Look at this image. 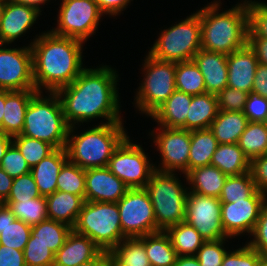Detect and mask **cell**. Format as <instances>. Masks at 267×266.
<instances>
[{"mask_svg":"<svg viewBox=\"0 0 267 266\" xmlns=\"http://www.w3.org/2000/svg\"><path fill=\"white\" fill-rule=\"evenodd\" d=\"M116 76L112 69H83L70 84L56 91L60 100L66 123L86 121L96 117H106L107 123L121 122L118 117L119 106L116 90Z\"/></svg>","mask_w":267,"mask_h":266,"instance_id":"6da1fadb","label":"cell"},{"mask_svg":"<svg viewBox=\"0 0 267 266\" xmlns=\"http://www.w3.org/2000/svg\"><path fill=\"white\" fill-rule=\"evenodd\" d=\"M83 41L58 36L52 32L42 35L33 45L32 64L36 91L40 85L51 93L70 85L82 72L81 44Z\"/></svg>","mask_w":267,"mask_h":266,"instance_id":"7a4b0ae2","label":"cell"},{"mask_svg":"<svg viewBox=\"0 0 267 266\" xmlns=\"http://www.w3.org/2000/svg\"><path fill=\"white\" fill-rule=\"evenodd\" d=\"M217 8L213 4L199 11L201 48L229 55L248 44V5H238L221 14H215Z\"/></svg>","mask_w":267,"mask_h":266,"instance_id":"3957f363","label":"cell"},{"mask_svg":"<svg viewBox=\"0 0 267 266\" xmlns=\"http://www.w3.org/2000/svg\"><path fill=\"white\" fill-rule=\"evenodd\" d=\"M123 130L121 122H111L73 136L66 144L68 160L82 169L107 167L114 150L127 137Z\"/></svg>","mask_w":267,"mask_h":266,"instance_id":"277c9868","label":"cell"},{"mask_svg":"<svg viewBox=\"0 0 267 266\" xmlns=\"http://www.w3.org/2000/svg\"><path fill=\"white\" fill-rule=\"evenodd\" d=\"M39 93L28 104L21 135L45 141L55 149L66 148L73 127L66 123L59 96L53 92V101L41 99Z\"/></svg>","mask_w":267,"mask_h":266,"instance_id":"5b68a950","label":"cell"},{"mask_svg":"<svg viewBox=\"0 0 267 266\" xmlns=\"http://www.w3.org/2000/svg\"><path fill=\"white\" fill-rule=\"evenodd\" d=\"M72 229L105 252L112 251L125 238L117 203L85 201Z\"/></svg>","mask_w":267,"mask_h":266,"instance_id":"8992f818","label":"cell"},{"mask_svg":"<svg viewBox=\"0 0 267 266\" xmlns=\"http://www.w3.org/2000/svg\"><path fill=\"white\" fill-rule=\"evenodd\" d=\"M155 213L157 232L185 220L188 193L171 172L155 169L145 186Z\"/></svg>","mask_w":267,"mask_h":266,"instance_id":"52a82bcc","label":"cell"},{"mask_svg":"<svg viewBox=\"0 0 267 266\" xmlns=\"http://www.w3.org/2000/svg\"><path fill=\"white\" fill-rule=\"evenodd\" d=\"M200 49L201 22L200 14L197 12L164 30L149 55L162 61L183 62L192 60Z\"/></svg>","mask_w":267,"mask_h":266,"instance_id":"ba28073f","label":"cell"},{"mask_svg":"<svg viewBox=\"0 0 267 266\" xmlns=\"http://www.w3.org/2000/svg\"><path fill=\"white\" fill-rule=\"evenodd\" d=\"M145 62L147 76L138 92L137 104L151 116L176 90V62L158 60L151 55Z\"/></svg>","mask_w":267,"mask_h":266,"instance_id":"9c48e42d","label":"cell"},{"mask_svg":"<svg viewBox=\"0 0 267 266\" xmlns=\"http://www.w3.org/2000/svg\"><path fill=\"white\" fill-rule=\"evenodd\" d=\"M117 204L125 239L157 232L154 209L145 188L129 189Z\"/></svg>","mask_w":267,"mask_h":266,"instance_id":"30bf717a","label":"cell"},{"mask_svg":"<svg viewBox=\"0 0 267 266\" xmlns=\"http://www.w3.org/2000/svg\"><path fill=\"white\" fill-rule=\"evenodd\" d=\"M128 138L114 150L107 167L130 189L145 188L155 169L149 165L142 148L130 143Z\"/></svg>","mask_w":267,"mask_h":266,"instance_id":"8fae6325","label":"cell"},{"mask_svg":"<svg viewBox=\"0 0 267 266\" xmlns=\"http://www.w3.org/2000/svg\"><path fill=\"white\" fill-rule=\"evenodd\" d=\"M60 8L59 28L52 33L81 41L94 32L102 15L94 0H63Z\"/></svg>","mask_w":267,"mask_h":266,"instance_id":"7c38bea8","label":"cell"},{"mask_svg":"<svg viewBox=\"0 0 267 266\" xmlns=\"http://www.w3.org/2000/svg\"><path fill=\"white\" fill-rule=\"evenodd\" d=\"M185 222L193 226L206 240L226 238L221 222V201L198 193H188Z\"/></svg>","mask_w":267,"mask_h":266,"instance_id":"4fadbf2b","label":"cell"},{"mask_svg":"<svg viewBox=\"0 0 267 266\" xmlns=\"http://www.w3.org/2000/svg\"><path fill=\"white\" fill-rule=\"evenodd\" d=\"M0 90H36L31 48H0Z\"/></svg>","mask_w":267,"mask_h":266,"instance_id":"5bb4252c","label":"cell"},{"mask_svg":"<svg viewBox=\"0 0 267 266\" xmlns=\"http://www.w3.org/2000/svg\"><path fill=\"white\" fill-rule=\"evenodd\" d=\"M266 194L257 190L250 198L221 203V222L227 236L247 231L252 233L263 205Z\"/></svg>","mask_w":267,"mask_h":266,"instance_id":"9a60e30c","label":"cell"},{"mask_svg":"<svg viewBox=\"0 0 267 266\" xmlns=\"http://www.w3.org/2000/svg\"><path fill=\"white\" fill-rule=\"evenodd\" d=\"M162 153L164 168L161 172L174 169L188 173V159L190 153L191 131L183 128H166L158 134L155 141Z\"/></svg>","mask_w":267,"mask_h":266,"instance_id":"2e32d148","label":"cell"},{"mask_svg":"<svg viewBox=\"0 0 267 266\" xmlns=\"http://www.w3.org/2000/svg\"><path fill=\"white\" fill-rule=\"evenodd\" d=\"M130 188L108 167L85 169V201L117 203Z\"/></svg>","mask_w":267,"mask_h":266,"instance_id":"e0dca14e","label":"cell"},{"mask_svg":"<svg viewBox=\"0 0 267 266\" xmlns=\"http://www.w3.org/2000/svg\"><path fill=\"white\" fill-rule=\"evenodd\" d=\"M40 10L12 0H3L0 21V46L18 38L36 20Z\"/></svg>","mask_w":267,"mask_h":266,"instance_id":"ac0fdd59","label":"cell"},{"mask_svg":"<svg viewBox=\"0 0 267 266\" xmlns=\"http://www.w3.org/2000/svg\"><path fill=\"white\" fill-rule=\"evenodd\" d=\"M258 64L256 53L249 44L227 55V86L249 94Z\"/></svg>","mask_w":267,"mask_h":266,"instance_id":"d6986e66","label":"cell"},{"mask_svg":"<svg viewBox=\"0 0 267 266\" xmlns=\"http://www.w3.org/2000/svg\"><path fill=\"white\" fill-rule=\"evenodd\" d=\"M203 75L206 93L217 95L227 84V55L200 49L192 59Z\"/></svg>","mask_w":267,"mask_h":266,"instance_id":"ffe728a7","label":"cell"},{"mask_svg":"<svg viewBox=\"0 0 267 266\" xmlns=\"http://www.w3.org/2000/svg\"><path fill=\"white\" fill-rule=\"evenodd\" d=\"M102 250L87 236L73 229L55 253L53 266H79L95 259Z\"/></svg>","mask_w":267,"mask_h":266,"instance_id":"44dd1931","label":"cell"},{"mask_svg":"<svg viewBox=\"0 0 267 266\" xmlns=\"http://www.w3.org/2000/svg\"><path fill=\"white\" fill-rule=\"evenodd\" d=\"M36 93V90H5L2 133L11 137L22 133L28 104Z\"/></svg>","mask_w":267,"mask_h":266,"instance_id":"7402d4cb","label":"cell"},{"mask_svg":"<svg viewBox=\"0 0 267 266\" xmlns=\"http://www.w3.org/2000/svg\"><path fill=\"white\" fill-rule=\"evenodd\" d=\"M67 160L66 148H59L31 168L30 172L41 196H47L56 191L57 177Z\"/></svg>","mask_w":267,"mask_h":266,"instance_id":"603a6c76","label":"cell"},{"mask_svg":"<svg viewBox=\"0 0 267 266\" xmlns=\"http://www.w3.org/2000/svg\"><path fill=\"white\" fill-rule=\"evenodd\" d=\"M48 219L74 227L85 199L68 192L55 191L46 196Z\"/></svg>","mask_w":267,"mask_h":266,"instance_id":"cb8c5ba5","label":"cell"},{"mask_svg":"<svg viewBox=\"0 0 267 266\" xmlns=\"http://www.w3.org/2000/svg\"><path fill=\"white\" fill-rule=\"evenodd\" d=\"M192 95L175 90V92L151 115L164 128L186 129V118Z\"/></svg>","mask_w":267,"mask_h":266,"instance_id":"d4e9b609","label":"cell"},{"mask_svg":"<svg viewBox=\"0 0 267 266\" xmlns=\"http://www.w3.org/2000/svg\"><path fill=\"white\" fill-rule=\"evenodd\" d=\"M248 122L243 112L219 110L209 129L213 132L218 144L238 143Z\"/></svg>","mask_w":267,"mask_h":266,"instance_id":"484cf974","label":"cell"},{"mask_svg":"<svg viewBox=\"0 0 267 266\" xmlns=\"http://www.w3.org/2000/svg\"><path fill=\"white\" fill-rule=\"evenodd\" d=\"M218 112L219 108L215 94L192 95L186 118V130L209 129Z\"/></svg>","mask_w":267,"mask_h":266,"instance_id":"4316f807","label":"cell"},{"mask_svg":"<svg viewBox=\"0 0 267 266\" xmlns=\"http://www.w3.org/2000/svg\"><path fill=\"white\" fill-rule=\"evenodd\" d=\"M211 165L227 176H238L250 172V160L237 143L218 144Z\"/></svg>","mask_w":267,"mask_h":266,"instance_id":"83f0119b","label":"cell"},{"mask_svg":"<svg viewBox=\"0 0 267 266\" xmlns=\"http://www.w3.org/2000/svg\"><path fill=\"white\" fill-rule=\"evenodd\" d=\"M193 186V193L219 198L225 180L228 177L213 165H206L190 170L187 174Z\"/></svg>","mask_w":267,"mask_h":266,"instance_id":"f1b7e54d","label":"cell"},{"mask_svg":"<svg viewBox=\"0 0 267 266\" xmlns=\"http://www.w3.org/2000/svg\"><path fill=\"white\" fill-rule=\"evenodd\" d=\"M138 239L144 244L151 266H174L178 255L168 234L159 231Z\"/></svg>","mask_w":267,"mask_h":266,"instance_id":"f546056e","label":"cell"},{"mask_svg":"<svg viewBox=\"0 0 267 266\" xmlns=\"http://www.w3.org/2000/svg\"><path fill=\"white\" fill-rule=\"evenodd\" d=\"M217 146V139L210 129L192 130L188 172L198 167L211 165Z\"/></svg>","mask_w":267,"mask_h":266,"instance_id":"4dcf8cb0","label":"cell"},{"mask_svg":"<svg viewBox=\"0 0 267 266\" xmlns=\"http://www.w3.org/2000/svg\"><path fill=\"white\" fill-rule=\"evenodd\" d=\"M72 231L69 225L46 219L37 225L32 226V240H38L45 244L54 254L63 246L68 234Z\"/></svg>","mask_w":267,"mask_h":266,"instance_id":"1f68e13d","label":"cell"},{"mask_svg":"<svg viewBox=\"0 0 267 266\" xmlns=\"http://www.w3.org/2000/svg\"><path fill=\"white\" fill-rule=\"evenodd\" d=\"M165 232L169 235L173 248L178 256H189L199 250L206 241L200 233L187 222L183 221L169 227Z\"/></svg>","mask_w":267,"mask_h":266,"instance_id":"d6a6232c","label":"cell"},{"mask_svg":"<svg viewBox=\"0 0 267 266\" xmlns=\"http://www.w3.org/2000/svg\"><path fill=\"white\" fill-rule=\"evenodd\" d=\"M244 155L252 159L267 154V130L265 122H248L238 143Z\"/></svg>","mask_w":267,"mask_h":266,"instance_id":"836d02e7","label":"cell"},{"mask_svg":"<svg viewBox=\"0 0 267 266\" xmlns=\"http://www.w3.org/2000/svg\"><path fill=\"white\" fill-rule=\"evenodd\" d=\"M3 204L7 205L16 219L31 227L48 219L46 196L24 201H4Z\"/></svg>","mask_w":267,"mask_h":266,"instance_id":"e575fe53","label":"cell"},{"mask_svg":"<svg viewBox=\"0 0 267 266\" xmlns=\"http://www.w3.org/2000/svg\"><path fill=\"white\" fill-rule=\"evenodd\" d=\"M175 87L190 95L206 93L203 75L193 60L176 62Z\"/></svg>","mask_w":267,"mask_h":266,"instance_id":"d590c367","label":"cell"},{"mask_svg":"<svg viewBox=\"0 0 267 266\" xmlns=\"http://www.w3.org/2000/svg\"><path fill=\"white\" fill-rule=\"evenodd\" d=\"M257 191L250 172L238 176H228L219 196L221 203H231L250 198Z\"/></svg>","mask_w":267,"mask_h":266,"instance_id":"8d00e7d4","label":"cell"},{"mask_svg":"<svg viewBox=\"0 0 267 266\" xmlns=\"http://www.w3.org/2000/svg\"><path fill=\"white\" fill-rule=\"evenodd\" d=\"M56 190L82 196L85 199V169L67 161L57 177Z\"/></svg>","mask_w":267,"mask_h":266,"instance_id":"74e56055","label":"cell"},{"mask_svg":"<svg viewBox=\"0 0 267 266\" xmlns=\"http://www.w3.org/2000/svg\"><path fill=\"white\" fill-rule=\"evenodd\" d=\"M14 138L16 141L14 140L13 144L19 149L30 168L55 150L52 145L42 140L29 138L21 134L14 136Z\"/></svg>","mask_w":267,"mask_h":266,"instance_id":"f35d334b","label":"cell"},{"mask_svg":"<svg viewBox=\"0 0 267 266\" xmlns=\"http://www.w3.org/2000/svg\"><path fill=\"white\" fill-rule=\"evenodd\" d=\"M112 252L127 266H151L144 244L138 238H126Z\"/></svg>","mask_w":267,"mask_h":266,"instance_id":"ab89813d","label":"cell"},{"mask_svg":"<svg viewBox=\"0 0 267 266\" xmlns=\"http://www.w3.org/2000/svg\"><path fill=\"white\" fill-rule=\"evenodd\" d=\"M32 227L19 219L9 223L0 233V245L24 251Z\"/></svg>","mask_w":267,"mask_h":266,"instance_id":"60d3db41","label":"cell"},{"mask_svg":"<svg viewBox=\"0 0 267 266\" xmlns=\"http://www.w3.org/2000/svg\"><path fill=\"white\" fill-rule=\"evenodd\" d=\"M26 266H53L55 254L45 244L30 236L25 249Z\"/></svg>","mask_w":267,"mask_h":266,"instance_id":"b9f144b4","label":"cell"},{"mask_svg":"<svg viewBox=\"0 0 267 266\" xmlns=\"http://www.w3.org/2000/svg\"><path fill=\"white\" fill-rule=\"evenodd\" d=\"M249 32L248 38H267V5L248 3Z\"/></svg>","mask_w":267,"mask_h":266,"instance_id":"7bdbcfd3","label":"cell"},{"mask_svg":"<svg viewBox=\"0 0 267 266\" xmlns=\"http://www.w3.org/2000/svg\"><path fill=\"white\" fill-rule=\"evenodd\" d=\"M41 197L31 172L14 178L10 194L5 201H24Z\"/></svg>","mask_w":267,"mask_h":266,"instance_id":"ee69618b","label":"cell"},{"mask_svg":"<svg viewBox=\"0 0 267 266\" xmlns=\"http://www.w3.org/2000/svg\"><path fill=\"white\" fill-rule=\"evenodd\" d=\"M0 167L12 178L19 177L31 171L27 161L13 143L6 150Z\"/></svg>","mask_w":267,"mask_h":266,"instance_id":"f6af8a7d","label":"cell"},{"mask_svg":"<svg viewBox=\"0 0 267 266\" xmlns=\"http://www.w3.org/2000/svg\"><path fill=\"white\" fill-rule=\"evenodd\" d=\"M216 96L219 110L243 112L248 93L226 86Z\"/></svg>","mask_w":267,"mask_h":266,"instance_id":"bcb514c9","label":"cell"},{"mask_svg":"<svg viewBox=\"0 0 267 266\" xmlns=\"http://www.w3.org/2000/svg\"><path fill=\"white\" fill-rule=\"evenodd\" d=\"M225 239L205 241L195 255L200 266H221L226 251L222 248Z\"/></svg>","mask_w":267,"mask_h":266,"instance_id":"7dc6e473","label":"cell"},{"mask_svg":"<svg viewBox=\"0 0 267 266\" xmlns=\"http://www.w3.org/2000/svg\"><path fill=\"white\" fill-rule=\"evenodd\" d=\"M243 113L250 122H266L267 99L251 91L247 96Z\"/></svg>","mask_w":267,"mask_h":266,"instance_id":"c3c4849f","label":"cell"},{"mask_svg":"<svg viewBox=\"0 0 267 266\" xmlns=\"http://www.w3.org/2000/svg\"><path fill=\"white\" fill-rule=\"evenodd\" d=\"M261 256L258 251L246 245L231 254L226 253L221 266H257Z\"/></svg>","mask_w":267,"mask_h":266,"instance_id":"681fc988","label":"cell"},{"mask_svg":"<svg viewBox=\"0 0 267 266\" xmlns=\"http://www.w3.org/2000/svg\"><path fill=\"white\" fill-rule=\"evenodd\" d=\"M255 236L253 242L248 243L254 250L267 255V204L265 203L259 214L257 223L252 231Z\"/></svg>","mask_w":267,"mask_h":266,"instance_id":"f907efd6","label":"cell"},{"mask_svg":"<svg viewBox=\"0 0 267 266\" xmlns=\"http://www.w3.org/2000/svg\"><path fill=\"white\" fill-rule=\"evenodd\" d=\"M250 173L257 190L265 194L267 192V154L250 161Z\"/></svg>","mask_w":267,"mask_h":266,"instance_id":"816d5d0a","label":"cell"},{"mask_svg":"<svg viewBox=\"0 0 267 266\" xmlns=\"http://www.w3.org/2000/svg\"><path fill=\"white\" fill-rule=\"evenodd\" d=\"M0 266H26L24 252L0 245Z\"/></svg>","mask_w":267,"mask_h":266,"instance_id":"f5cc1de1","label":"cell"},{"mask_svg":"<svg viewBox=\"0 0 267 266\" xmlns=\"http://www.w3.org/2000/svg\"><path fill=\"white\" fill-rule=\"evenodd\" d=\"M252 92L267 99V66L258 64L253 81Z\"/></svg>","mask_w":267,"mask_h":266,"instance_id":"db71d44e","label":"cell"},{"mask_svg":"<svg viewBox=\"0 0 267 266\" xmlns=\"http://www.w3.org/2000/svg\"><path fill=\"white\" fill-rule=\"evenodd\" d=\"M248 44L255 51L258 63L267 66V38H248Z\"/></svg>","mask_w":267,"mask_h":266,"instance_id":"11a10c76","label":"cell"},{"mask_svg":"<svg viewBox=\"0 0 267 266\" xmlns=\"http://www.w3.org/2000/svg\"><path fill=\"white\" fill-rule=\"evenodd\" d=\"M102 13L117 14L130 0H94Z\"/></svg>","mask_w":267,"mask_h":266,"instance_id":"9f6ffc18","label":"cell"},{"mask_svg":"<svg viewBox=\"0 0 267 266\" xmlns=\"http://www.w3.org/2000/svg\"><path fill=\"white\" fill-rule=\"evenodd\" d=\"M14 178L10 177L0 167V203H3L9 196Z\"/></svg>","mask_w":267,"mask_h":266,"instance_id":"6f0895ef","label":"cell"},{"mask_svg":"<svg viewBox=\"0 0 267 266\" xmlns=\"http://www.w3.org/2000/svg\"><path fill=\"white\" fill-rule=\"evenodd\" d=\"M16 219L15 215L7 207V205L0 203V233L9 223Z\"/></svg>","mask_w":267,"mask_h":266,"instance_id":"680465c9","label":"cell"},{"mask_svg":"<svg viewBox=\"0 0 267 266\" xmlns=\"http://www.w3.org/2000/svg\"><path fill=\"white\" fill-rule=\"evenodd\" d=\"M174 266H200V263L193 253V255L177 256Z\"/></svg>","mask_w":267,"mask_h":266,"instance_id":"91938a15","label":"cell"},{"mask_svg":"<svg viewBox=\"0 0 267 266\" xmlns=\"http://www.w3.org/2000/svg\"><path fill=\"white\" fill-rule=\"evenodd\" d=\"M107 265V252L102 251L95 259L81 264L79 266H106Z\"/></svg>","mask_w":267,"mask_h":266,"instance_id":"94428289","label":"cell"},{"mask_svg":"<svg viewBox=\"0 0 267 266\" xmlns=\"http://www.w3.org/2000/svg\"><path fill=\"white\" fill-rule=\"evenodd\" d=\"M11 138V136L5 135L4 133H0V163L6 150L13 143L11 141Z\"/></svg>","mask_w":267,"mask_h":266,"instance_id":"6125c7cd","label":"cell"},{"mask_svg":"<svg viewBox=\"0 0 267 266\" xmlns=\"http://www.w3.org/2000/svg\"><path fill=\"white\" fill-rule=\"evenodd\" d=\"M106 266H127L123 263L112 251L107 252V265Z\"/></svg>","mask_w":267,"mask_h":266,"instance_id":"be15d7a7","label":"cell"},{"mask_svg":"<svg viewBox=\"0 0 267 266\" xmlns=\"http://www.w3.org/2000/svg\"><path fill=\"white\" fill-rule=\"evenodd\" d=\"M5 90H0V133H2V121L4 116Z\"/></svg>","mask_w":267,"mask_h":266,"instance_id":"e7e4bbea","label":"cell"},{"mask_svg":"<svg viewBox=\"0 0 267 266\" xmlns=\"http://www.w3.org/2000/svg\"><path fill=\"white\" fill-rule=\"evenodd\" d=\"M14 2L20 3V4H25V5H29L32 7H35L37 10H39V6L38 4H41L43 2H45L46 0H12Z\"/></svg>","mask_w":267,"mask_h":266,"instance_id":"03108f58","label":"cell"},{"mask_svg":"<svg viewBox=\"0 0 267 266\" xmlns=\"http://www.w3.org/2000/svg\"><path fill=\"white\" fill-rule=\"evenodd\" d=\"M257 266H267V255H262L260 257Z\"/></svg>","mask_w":267,"mask_h":266,"instance_id":"003e7915","label":"cell"},{"mask_svg":"<svg viewBox=\"0 0 267 266\" xmlns=\"http://www.w3.org/2000/svg\"><path fill=\"white\" fill-rule=\"evenodd\" d=\"M2 11H3V0H0V21H1Z\"/></svg>","mask_w":267,"mask_h":266,"instance_id":"a7ac6f4b","label":"cell"}]
</instances>
